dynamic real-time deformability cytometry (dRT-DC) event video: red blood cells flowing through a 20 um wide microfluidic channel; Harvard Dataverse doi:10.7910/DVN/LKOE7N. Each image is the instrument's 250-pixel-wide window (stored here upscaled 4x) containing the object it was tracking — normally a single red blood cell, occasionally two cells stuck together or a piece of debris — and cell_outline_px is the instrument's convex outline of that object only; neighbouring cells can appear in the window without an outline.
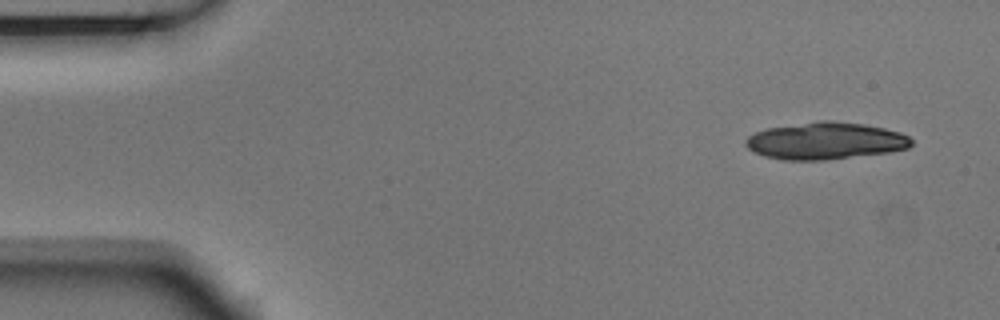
{"species": "Egyptian fruit bat (a non-hibernating species)", "species_latin": "Rousettus aegyptiacus", "temperature_condition": "room temperature", "stored_images_in_passage": 4, "camera_frame_rate_fps": 3000, "um_per_image_px": 0.085, "animal": {"sex": "male"}, "frame": {"image": 1, "passage_image": 1, "time_ms": 0.0, "image_size_px": [1000, 320], "cell_outline_px": [[912, 144], [908, 148], [888, 152], [824, 160], [784, 160], [764, 156], [748, 148], [744, 144], [744, 140], [748, 136], [764, 128], [820, 120], [832, 120], [864, 124], [884, 128], [900, 132], [908, 136], [912, 140]], "centroid_in_image_um": [70.13, 11.96], "position_along_channel_um": 14.9, "area_um2": 35.89}}